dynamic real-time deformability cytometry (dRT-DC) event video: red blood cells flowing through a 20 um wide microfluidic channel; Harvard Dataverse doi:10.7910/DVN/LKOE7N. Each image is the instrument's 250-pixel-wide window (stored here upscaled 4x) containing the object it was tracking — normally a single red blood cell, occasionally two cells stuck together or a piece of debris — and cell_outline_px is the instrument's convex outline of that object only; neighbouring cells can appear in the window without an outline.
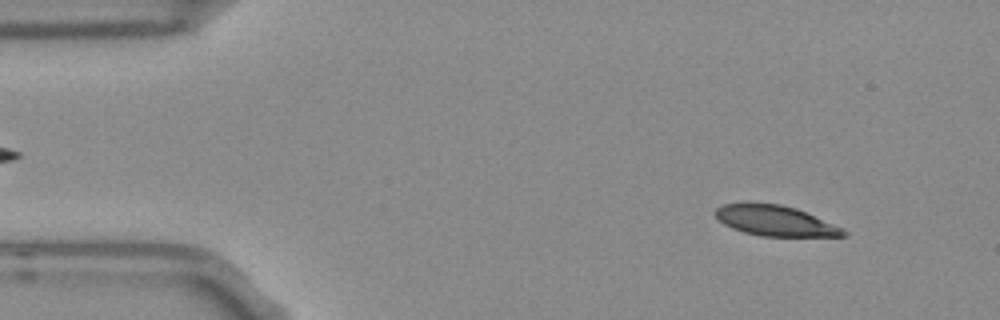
{"species": "Egyptian fruit bat (a non-hibernating species)", "species_latin": "Rousettus aegyptiacus", "temperature_condition": "room temperature", "stored_images_in_passage": 54, "segment_of_instrument_passage": [1, 2], "camera_frame_rate_fps": 3000, "um_per_image_px": 0.085, "frame": {"image": 1, "passage_image": 5, "time_ms": 1.333, "image_size_px": [1000, 320], "cell_outline_px": [[848, 232], [844, 236], [760, 236], [744, 232], [732, 228], [724, 224], [712, 212], [716, 208], [724, 204], [748, 200], [780, 204], [796, 208], [844, 228]], "centroid_in_image_um": [65.84, 18.72], "position_along_channel_um": 19.2, "area_um2": 23.18}}
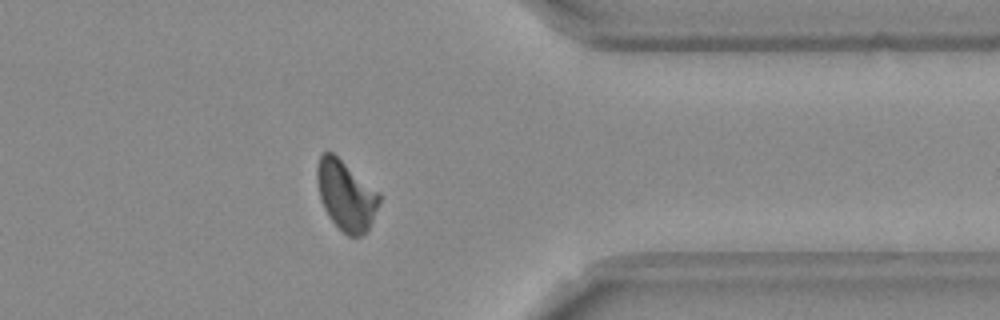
{"frame": {"image": 2, "passage_image": 42, "time_ms": 13.667, "image_size_px": [1000, 320], "cell_outline_px": [[380, 200], [368, 232], [360, 236], [348, 236], [328, 216], [320, 200], [316, 180], [316, 168], [320, 156], [324, 152], [332, 152], [380, 192]], "centroid_in_image_um": [29.41, 16.61], "position_along_channel_um": 382.0, "area_um2": 25.32}}
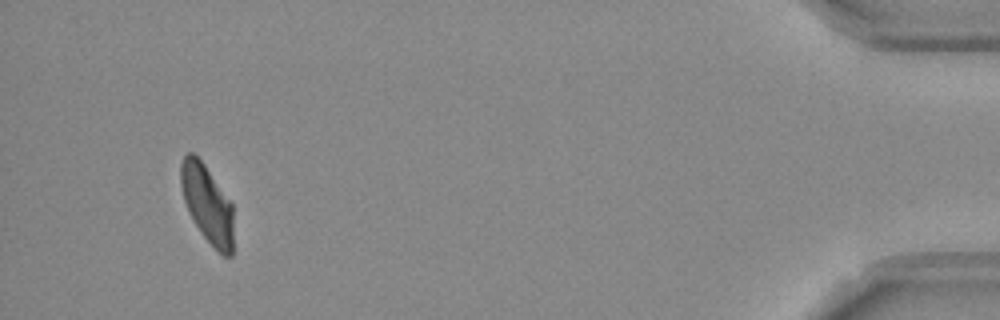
{"frame": {"image": 3, "passage_image": 50, "time_ms": 16.333, "image_size_px": [1000, 320], "cell_outline_px": [[232, 256], [224, 256], [200, 232], [188, 212], [184, 200], [180, 184], [180, 164], [184, 156], [188, 152], [192, 152], [204, 164], [232, 204]], "centroid_in_image_um": [17.58, 17.3], "position_along_channel_um": 417.6, "area_um2": 23.47}}